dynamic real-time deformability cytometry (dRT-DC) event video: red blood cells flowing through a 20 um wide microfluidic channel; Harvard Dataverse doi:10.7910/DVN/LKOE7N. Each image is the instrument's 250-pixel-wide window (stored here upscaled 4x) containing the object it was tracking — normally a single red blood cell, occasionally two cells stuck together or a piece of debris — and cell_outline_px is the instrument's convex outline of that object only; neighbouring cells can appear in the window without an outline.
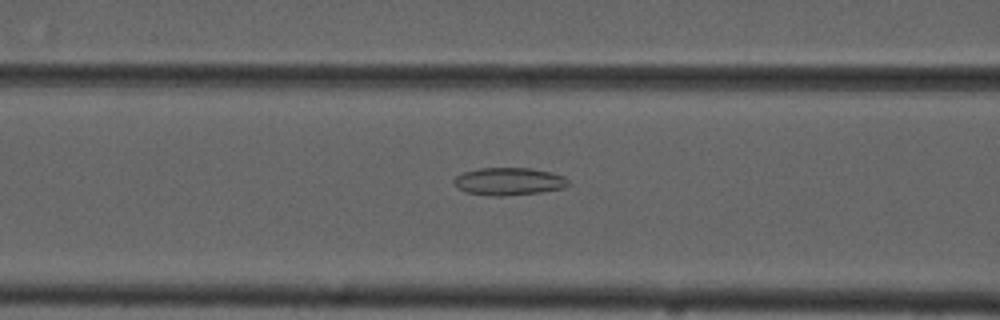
{"species": "common noctule bat (a hibernating species)", "species_latin": "Nyctalus noctula", "temperature_condition": "cold", "stored_images_in_passage": 31, "camera_frame_rate_fps": 3000, "um_per_image_px": 0.085, "animal": {"sex": "male", "forearm_length_mm": 52.5}, "frame": {"image": 1, "passage_image": 18, "time_ms": 5.667, "image_size_px": [1000, 320], "cell_outline_px": [[568, 184], [564, 188], [540, 192], [500, 196], [492, 196], [464, 192], [456, 188], [452, 180], [456, 176], [464, 172], [480, 168], [528, 168], [548, 172], [564, 176], [568, 180]], "centroid_in_image_um": [43.19, 15.42], "position_along_channel_um": 123.4, "area_um2": 18.32}}